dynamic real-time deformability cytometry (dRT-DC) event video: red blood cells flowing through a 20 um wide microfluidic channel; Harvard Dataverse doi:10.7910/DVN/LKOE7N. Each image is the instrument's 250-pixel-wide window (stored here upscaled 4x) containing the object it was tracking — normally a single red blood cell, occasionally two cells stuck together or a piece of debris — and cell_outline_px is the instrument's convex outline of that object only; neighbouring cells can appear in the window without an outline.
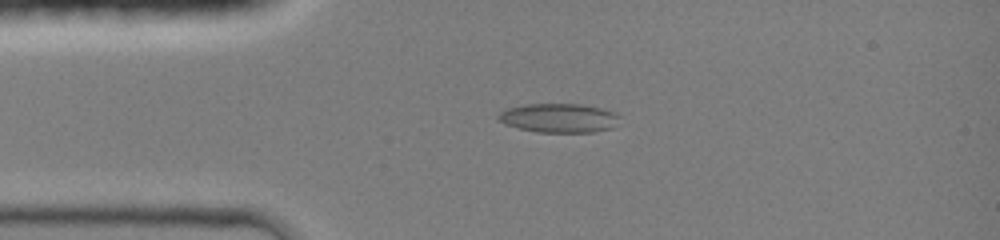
{"species": "common noctule bat (a hibernating species)", "species_latin": "Nyctalus noctula", "temperature_condition": "room temperature", "stored_images_in_passage": 9, "camera_frame_rate_fps": 3000, "um_per_image_px": 0.085, "animal": {"sex": "female", "body_mass_g": 19.0, "forearm_length_mm": 51.5}, "frame": {"image": 1, "passage_image": 6, "time_ms": 2.667, "image_size_px": [1000, 240], "cell_outline_px": [[620, 116], [612, 128], [592, 132], [536, 132], [504, 124], [496, 116], [500, 112], [508, 108], [524, 104], [580, 104], [600, 108], [612, 112]], "centroid_in_image_um": [47.47, 10.03], "position_along_channel_um": 37.5, "area_um2": 20.35}}